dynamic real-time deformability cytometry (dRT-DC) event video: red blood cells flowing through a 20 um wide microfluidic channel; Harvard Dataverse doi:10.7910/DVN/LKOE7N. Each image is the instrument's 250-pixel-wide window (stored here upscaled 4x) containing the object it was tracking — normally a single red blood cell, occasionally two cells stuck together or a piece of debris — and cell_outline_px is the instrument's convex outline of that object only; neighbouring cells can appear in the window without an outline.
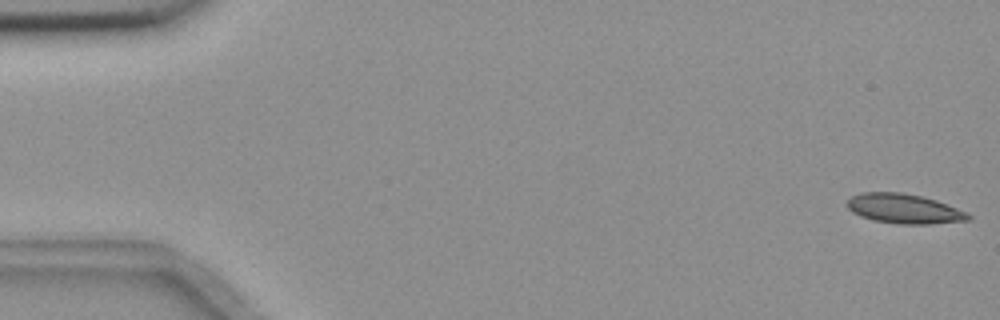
{"species": "common noctule bat (a hibernating species)", "species_latin": "Nyctalus noctula", "temperature_condition": "room temperature", "stored_images_in_passage": 9, "camera_frame_rate_fps": 3000, "um_per_image_px": 0.085, "animal": {"sex": "female", "body_mass_g": 18.4}, "frame": {"image": 1, "passage_image": 1, "time_ms": 0.0, "image_size_px": [1000, 320], "cell_outline_px": [[972, 220], [932, 224], [900, 224], [872, 220], [860, 216], [852, 212], [848, 208], [848, 200], [852, 196], [860, 192], [900, 192], [924, 196], [936, 200], [968, 212], [972, 216]], "centroid_in_image_um": [76.89, 17.74], "position_along_channel_um": 8.1, "area_um2": 21.15}}